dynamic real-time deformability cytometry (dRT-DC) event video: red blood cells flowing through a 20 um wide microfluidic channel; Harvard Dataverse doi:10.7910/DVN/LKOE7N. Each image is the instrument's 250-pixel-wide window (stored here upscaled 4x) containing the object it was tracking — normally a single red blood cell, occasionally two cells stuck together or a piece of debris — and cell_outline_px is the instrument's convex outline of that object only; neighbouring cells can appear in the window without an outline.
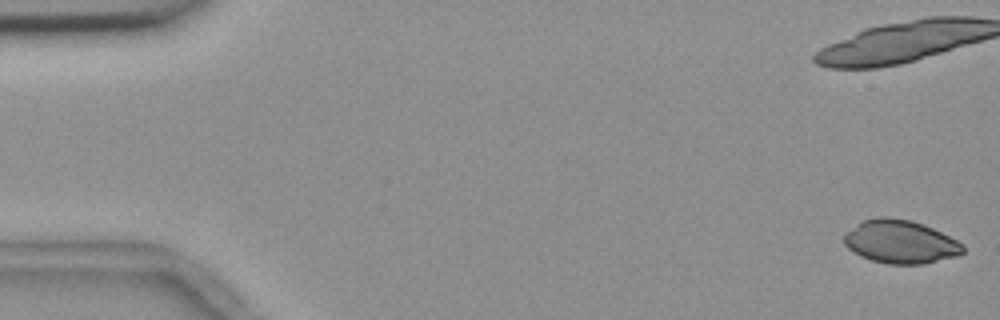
{"species": "common noctule bat (a hibernating species)", "species_latin": "Nyctalus noctula", "temperature_condition": "room temperature", "stored_images_in_passage": 42, "camera_frame_rate_fps": 3000, "um_per_image_px": 0.085, "animal": {"sex": "female", "body_mass_g": 18.4}, "frame": {"image": 1, "passage_image": 1, "time_ms": 0.0, "image_size_px": [1000, 320], "cell_outline_px": [[964, 252], [956, 256], [924, 264], [888, 264], [872, 260], [860, 256], [852, 252], [844, 244], [844, 236], [848, 232], [864, 220], [876, 216], [884, 216], [912, 220], [932, 228], [964, 244]], "centroid_in_image_um": [76.54, 20.56], "position_along_channel_um": 8.5, "area_um2": 29.82}}